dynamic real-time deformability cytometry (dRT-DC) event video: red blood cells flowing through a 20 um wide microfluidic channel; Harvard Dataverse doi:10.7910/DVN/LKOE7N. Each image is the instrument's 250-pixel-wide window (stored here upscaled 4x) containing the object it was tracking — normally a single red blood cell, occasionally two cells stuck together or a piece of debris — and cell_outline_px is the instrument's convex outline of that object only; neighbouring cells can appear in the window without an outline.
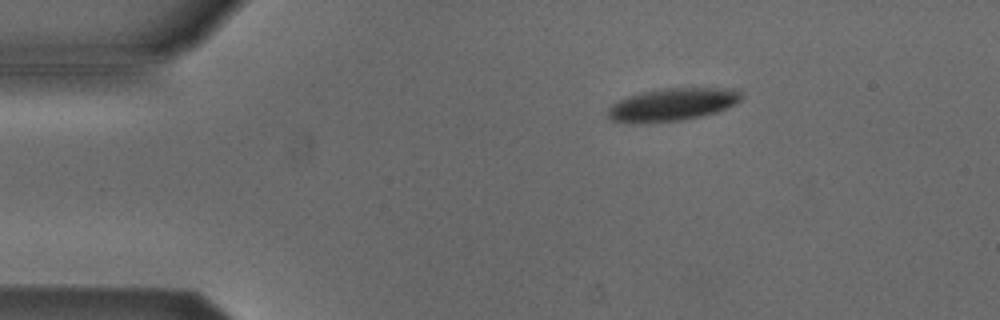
{"species": "Egyptian fruit bat (a non-hibernating species)", "species_latin": "Rousettus aegyptiacus", "temperature_condition": "cold", "stored_images_in_passage": 2, "camera_frame_rate_fps": 3000, "um_per_image_px": 0.085, "animal": {"sex": "male"}, "frame": {"image": 1, "passage_image": 2, "time_ms": 2.333, "image_size_px": [1000, 320], "cell_outline_px": [[740, 100], [736, 104], [716, 112], [700, 116], [680, 120], [636, 124], [628, 124], [608, 120], [604, 116], [608, 108], [612, 104], [628, 96], [640, 92], [664, 88], [736, 88], [740, 92]], "centroid_in_image_um": [57.06, 8.9], "position_along_channel_um": 27.9, "area_um2": 25.78}}